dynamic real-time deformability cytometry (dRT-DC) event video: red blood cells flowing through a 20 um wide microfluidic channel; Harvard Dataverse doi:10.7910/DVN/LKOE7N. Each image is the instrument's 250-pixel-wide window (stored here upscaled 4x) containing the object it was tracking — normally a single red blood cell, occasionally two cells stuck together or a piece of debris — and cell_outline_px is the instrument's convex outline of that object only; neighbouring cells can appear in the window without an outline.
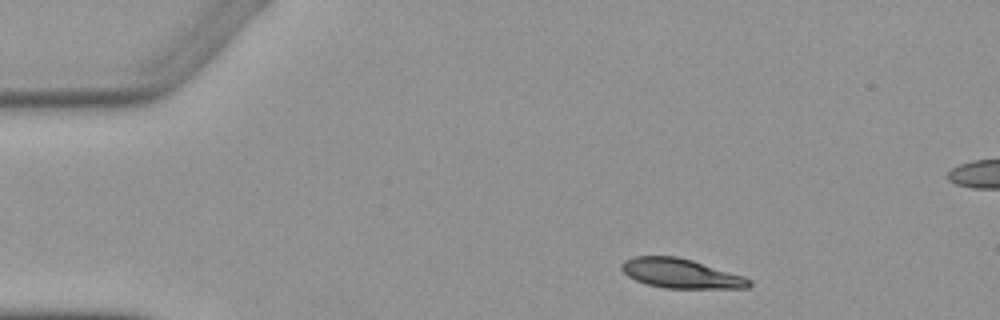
{"species": "Egyptian fruit bat (a non-hibernating species)", "species_latin": "Rousettus aegyptiacus", "temperature_condition": "warm", "stored_images_in_passage": 8, "camera_frame_rate_fps": 3000, "um_per_image_px": 0.085, "animal": {"sex": "female"}, "frame": {"image": 1, "passage_image": 1, "time_ms": 0.0, "image_size_px": [1000, 320], "cell_outline_px": [[752, 284], [748, 288], [664, 288], [648, 284], [636, 280], [628, 276], [620, 268], [620, 264], [624, 260], [636, 256], [676, 256], [692, 260], [744, 276], [752, 280]], "centroid_in_image_um": [57.87, 23.24], "position_along_channel_um": 27.1, "area_um2": 21.85}}
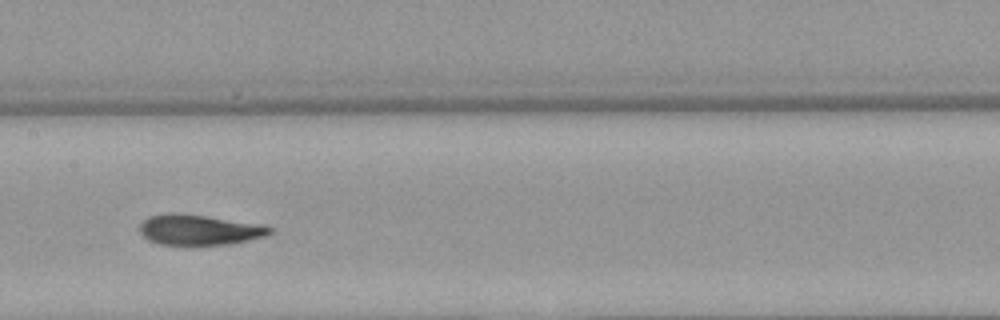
{"frame": {"image": 2, "passage_image": 6, "time_ms": 6.0, "image_size_px": [1000, 320], "cell_outline_px": [[272, 232], [268, 236], [228, 244], [184, 248], [160, 244], [148, 240], [140, 232], [140, 224], [144, 220], [152, 216], [172, 212], [180, 212], [260, 224], [272, 228]], "centroid_in_image_um": [16.91, 19.58], "position_along_channel_um": 190.5, "area_um2": 23.81}}
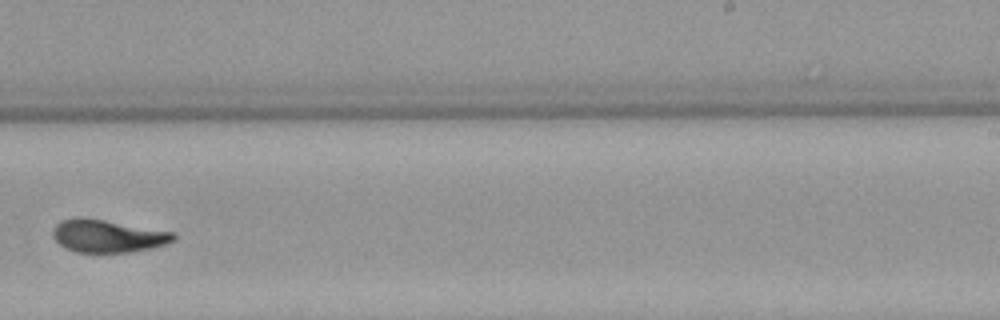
{"frame": {"image": 3, "passage_image": 8, "time_ms": 8.333, "image_size_px": [1000, 320], "cell_outline_px": [[176, 240], [152, 248], [132, 252], [96, 256], [76, 252], [64, 248], [52, 236], [52, 228], [60, 220], [76, 216], [80, 216], [176, 232]], "centroid_in_image_um": [9.12, 20.1], "position_along_channel_um": 279.9, "area_um2": 24.1}}